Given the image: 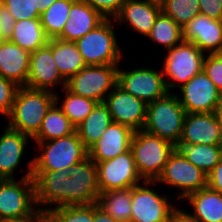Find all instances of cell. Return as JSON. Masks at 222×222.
Returning a JSON list of instances; mask_svg holds the SVG:
<instances>
[{"label":"cell","mask_w":222,"mask_h":222,"mask_svg":"<svg viewBox=\"0 0 222 222\" xmlns=\"http://www.w3.org/2000/svg\"><path fill=\"white\" fill-rule=\"evenodd\" d=\"M54 103V92L19 87L12 111L7 117V126L33 138L38 133L47 111Z\"/></svg>","instance_id":"cell-1"},{"label":"cell","mask_w":222,"mask_h":222,"mask_svg":"<svg viewBox=\"0 0 222 222\" xmlns=\"http://www.w3.org/2000/svg\"><path fill=\"white\" fill-rule=\"evenodd\" d=\"M27 163L28 169L19 181L0 179V220L29 218L38 211L32 177L33 159Z\"/></svg>","instance_id":"cell-2"},{"label":"cell","mask_w":222,"mask_h":222,"mask_svg":"<svg viewBox=\"0 0 222 222\" xmlns=\"http://www.w3.org/2000/svg\"><path fill=\"white\" fill-rule=\"evenodd\" d=\"M186 114L176 94L168 92L165 96L147 104L143 130L177 146Z\"/></svg>","instance_id":"cell-3"},{"label":"cell","mask_w":222,"mask_h":222,"mask_svg":"<svg viewBox=\"0 0 222 222\" xmlns=\"http://www.w3.org/2000/svg\"><path fill=\"white\" fill-rule=\"evenodd\" d=\"M171 142L145 130L134 131L131 150L136 169L143 181H157L168 157L175 150Z\"/></svg>","instance_id":"cell-4"},{"label":"cell","mask_w":222,"mask_h":222,"mask_svg":"<svg viewBox=\"0 0 222 222\" xmlns=\"http://www.w3.org/2000/svg\"><path fill=\"white\" fill-rule=\"evenodd\" d=\"M36 146L40 153L33 157V171L69 169L88 157V149L77 132L62 138L36 142Z\"/></svg>","instance_id":"cell-5"},{"label":"cell","mask_w":222,"mask_h":222,"mask_svg":"<svg viewBox=\"0 0 222 222\" xmlns=\"http://www.w3.org/2000/svg\"><path fill=\"white\" fill-rule=\"evenodd\" d=\"M112 20L113 18H106L75 42L87 66L120 65L124 58Z\"/></svg>","instance_id":"cell-6"},{"label":"cell","mask_w":222,"mask_h":222,"mask_svg":"<svg viewBox=\"0 0 222 222\" xmlns=\"http://www.w3.org/2000/svg\"><path fill=\"white\" fill-rule=\"evenodd\" d=\"M205 55L194 43L185 41L168 49L162 66L164 77H168L165 80L168 91L180 88L200 73Z\"/></svg>","instance_id":"cell-7"},{"label":"cell","mask_w":222,"mask_h":222,"mask_svg":"<svg viewBox=\"0 0 222 222\" xmlns=\"http://www.w3.org/2000/svg\"><path fill=\"white\" fill-rule=\"evenodd\" d=\"M119 65L86 66L66 81L65 88L73 94L101 103L117 85Z\"/></svg>","instance_id":"cell-8"},{"label":"cell","mask_w":222,"mask_h":222,"mask_svg":"<svg viewBox=\"0 0 222 222\" xmlns=\"http://www.w3.org/2000/svg\"><path fill=\"white\" fill-rule=\"evenodd\" d=\"M171 188H178L180 193L177 199L184 201V198L192 192L207 187V174L189 162L182 153L175 150L168 157L164 170L156 181Z\"/></svg>","instance_id":"cell-9"},{"label":"cell","mask_w":222,"mask_h":222,"mask_svg":"<svg viewBox=\"0 0 222 222\" xmlns=\"http://www.w3.org/2000/svg\"><path fill=\"white\" fill-rule=\"evenodd\" d=\"M154 184L157 182L143 181L131 188L130 222H167L177 208L167 194L162 196L151 188Z\"/></svg>","instance_id":"cell-10"},{"label":"cell","mask_w":222,"mask_h":222,"mask_svg":"<svg viewBox=\"0 0 222 222\" xmlns=\"http://www.w3.org/2000/svg\"><path fill=\"white\" fill-rule=\"evenodd\" d=\"M165 80L162 70H154L148 66L129 69V71L118 67L117 70V85L147 104L169 92Z\"/></svg>","instance_id":"cell-11"},{"label":"cell","mask_w":222,"mask_h":222,"mask_svg":"<svg viewBox=\"0 0 222 222\" xmlns=\"http://www.w3.org/2000/svg\"><path fill=\"white\" fill-rule=\"evenodd\" d=\"M66 178V206L92 205L97 203L98 186L96 163L88 156L69 167Z\"/></svg>","instance_id":"cell-12"},{"label":"cell","mask_w":222,"mask_h":222,"mask_svg":"<svg viewBox=\"0 0 222 222\" xmlns=\"http://www.w3.org/2000/svg\"><path fill=\"white\" fill-rule=\"evenodd\" d=\"M98 186L100 192L130 189L143 182L134 162L132 150L117 157L97 162Z\"/></svg>","instance_id":"cell-13"},{"label":"cell","mask_w":222,"mask_h":222,"mask_svg":"<svg viewBox=\"0 0 222 222\" xmlns=\"http://www.w3.org/2000/svg\"><path fill=\"white\" fill-rule=\"evenodd\" d=\"M178 89L181 95L175 94L186 113L214 112L222 95L203 70Z\"/></svg>","instance_id":"cell-14"},{"label":"cell","mask_w":222,"mask_h":222,"mask_svg":"<svg viewBox=\"0 0 222 222\" xmlns=\"http://www.w3.org/2000/svg\"><path fill=\"white\" fill-rule=\"evenodd\" d=\"M66 86V80L61 76L52 54V39L30 54L29 72L26 86L34 90L56 92L55 87Z\"/></svg>","instance_id":"cell-15"},{"label":"cell","mask_w":222,"mask_h":222,"mask_svg":"<svg viewBox=\"0 0 222 222\" xmlns=\"http://www.w3.org/2000/svg\"><path fill=\"white\" fill-rule=\"evenodd\" d=\"M113 122L133 131L142 130L146 120L147 103L116 85L104 100Z\"/></svg>","instance_id":"cell-16"},{"label":"cell","mask_w":222,"mask_h":222,"mask_svg":"<svg viewBox=\"0 0 222 222\" xmlns=\"http://www.w3.org/2000/svg\"><path fill=\"white\" fill-rule=\"evenodd\" d=\"M68 176V169L33 171L35 201L38 210L46 212L51 208L66 206V178Z\"/></svg>","instance_id":"cell-17"},{"label":"cell","mask_w":222,"mask_h":222,"mask_svg":"<svg viewBox=\"0 0 222 222\" xmlns=\"http://www.w3.org/2000/svg\"><path fill=\"white\" fill-rule=\"evenodd\" d=\"M182 30L183 41L194 43L205 54L222 53V20L199 14Z\"/></svg>","instance_id":"cell-18"},{"label":"cell","mask_w":222,"mask_h":222,"mask_svg":"<svg viewBox=\"0 0 222 222\" xmlns=\"http://www.w3.org/2000/svg\"><path fill=\"white\" fill-rule=\"evenodd\" d=\"M179 144L222 145V127L214 113H187Z\"/></svg>","instance_id":"cell-19"},{"label":"cell","mask_w":222,"mask_h":222,"mask_svg":"<svg viewBox=\"0 0 222 222\" xmlns=\"http://www.w3.org/2000/svg\"><path fill=\"white\" fill-rule=\"evenodd\" d=\"M161 12L160 3L150 0H126L113 22L127 24L129 29L147 37Z\"/></svg>","instance_id":"cell-20"},{"label":"cell","mask_w":222,"mask_h":222,"mask_svg":"<svg viewBox=\"0 0 222 222\" xmlns=\"http://www.w3.org/2000/svg\"><path fill=\"white\" fill-rule=\"evenodd\" d=\"M133 134L131 128L112 121L101 138L88 149V156L95 163L115 158L131 149Z\"/></svg>","instance_id":"cell-21"},{"label":"cell","mask_w":222,"mask_h":222,"mask_svg":"<svg viewBox=\"0 0 222 222\" xmlns=\"http://www.w3.org/2000/svg\"><path fill=\"white\" fill-rule=\"evenodd\" d=\"M106 18L89 4L76 0L70 8L68 21L57 37L63 41L76 42Z\"/></svg>","instance_id":"cell-22"},{"label":"cell","mask_w":222,"mask_h":222,"mask_svg":"<svg viewBox=\"0 0 222 222\" xmlns=\"http://www.w3.org/2000/svg\"><path fill=\"white\" fill-rule=\"evenodd\" d=\"M0 136V179H15L28 141L32 138L5 126Z\"/></svg>","instance_id":"cell-23"},{"label":"cell","mask_w":222,"mask_h":222,"mask_svg":"<svg viewBox=\"0 0 222 222\" xmlns=\"http://www.w3.org/2000/svg\"><path fill=\"white\" fill-rule=\"evenodd\" d=\"M30 54L10 40H0V75L20 87L26 86Z\"/></svg>","instance_id":"cell-24"},{"label":"cell","mask_w":222,"mask_h":222,"mask_svg":"<svg viewBox=\"0 0 222 222\" xmlns=\"http://www.w3.org/2000/svg\"><path fill=\"white\" fill-rule=\"evenodd\" d=\"M193 208L189 213L197 222H222V194L206 187L187 195Z\"/></svg>","instance_id":"cell-25"},{"label":"cell","mask_w":222,"mask_h":222,"mask_svg":"<svg viewBox=\"0 0 222 222\" xmlns=\"http://www.w3.org/2000/svg\"><path fill=\"white\" fill-rule=\"evenodd\" d=\"M112 123L111 114L104 102L97 103L91 113L76 127L84 146L89 149Z\"/></svg>","instance_id":"cell-26"},{"label":"cell","mask_w":222,"mask_h":222,"mask_svg":"<svg viewBox=\"0 0 222 222\" xmlns=\"http://www.w3.org/2000/svg\"><path fill=\"white\" fill-rule=\"evenodd\" d=\"M52 54L61 76L66 81L87 66L75 42L52 39Z\"/></svg>","instance_id":"cell-27"},{"label":"cell","mask_w":222,"mask_h":222,"mask_svg":"<svg viewBox=\"0 0 222 222\" xmlns=\"http://www.w3.org/2000/svg\"><path fill=\"white\" fill-rule=\"evenodd\" d=\"M76 132L64 112L54 103L47 111L38 133L32 138L33 142L49 141L69 136Z\"/></svg>","instance_id":"cell-28"},{"label":"cell","mask_w":222,"mask_h":222,"mask_svg":"<svg viewBox=\"0 0 222 222\" xmlns=\"http://www.w3.org/2000/svg\"><path fill=\"white\" fill-rule=\"evenodd\" d=\"M10 41L32 53L46 45L49 38L45 34L41 19L34 18L16 21Z\"/></svg>","instance_id":"cell-29"},{"label":"cell","mask_w":222,"mask_h":222,"mask_svg":"<svg viewBox=\"0 0 222 222\" xmlns=\"http://www.w3.org/2000/svg\"><path fill=\"white\" fill-rule=\"evenodd\" d=\"M176 148L206 174L214 169L222 157V145L178 144Z\"/></svg>","instance_id":"cell-30"},{"label":"cell","mask_w":222,"mask_h":222,"mask_svg":"<svg viewBox=\"0 0 222 222\" xmlns=\"http://www.w3.org/2000/svg\"><path fill=\"white\" fill-rule=\"evenodd\" d=\"M97 205L120 222L131 219V188L102 192Z\"/></svg>","instance_id":"cell-31"},{"label":"cell","mask_w":222,"mask_h":222,"mask_svg":"<svg viewBox=\"0 0 222 222\" xmlns=\"http://www.w3.org/2000/svg\"><path fill=\"white\" fill-rule=\"evenodd\" d=\"M146 38L168 50L183 41V30L171 17L161 12Z\"/></svg>","instance_id":"cell-32"},{"label":"cell","mask_w":222,"mask_h":222,"mask_svg":"<svg viewBox=\"0 0 222 222\" xmlns=\"http://www.w3.org/2000/svg\"><path fill=\"white\" fill-rule=\"evenodd\" d=\"M62 90L65 93V99L63 98L61 104H59L60 97L58 93L55 92V103L69 118L72 124L77 127L91 113L98 102L90 98L73 94L65 87Z\"/></svg>","instance_id":"cell-33"},{"label":"cell","mask_w":222,"mask_h":222,"mask_svg":"<svg viewBox=\"0 0 222 222\" xmlns=\"http://www.w3.org/2000/svg\"><path fill=\"white\" fill-rule=\"evenodd\" d=\"M76 0H56L41 14V24L49 39L57 38L68 21L71 5Z\"/></svg>","instance_id":"cell-34"},{"label":"cell","mask_w":222,"mask_h":222,"mask_svg":"<svg viewBox=\"0 0 222 222\" xmlns=\"http://www.w3.org/2000/svg\"><path fill=\"white\" fill-rule=\"evenodd\" d=\"M16 21L40 18L54 2L49 0H0Z\"/></svg>","instance_id":"cell-35"},{"label":"cell","mask_w":222,"mask_h":222,"mask_svg":"<svg viewBox=\"0 0 222 222\" xmlns=\"http://www.w3.org/2000/svg\"><path fill=\"white\" fill-rule=\"evenodd\" d=\"M162 12L171 17L181 28L200 14L198 0H164Z\"/></svg>","instance_id":"cell-36"},{"label":"cell","mask_w":222,"mask_h":222,"mask_svg":"<svg viewBox=\"0 0 222 222\" xmlns=\"http://www.w3.org/2000/svg\"><path fill=\"white\" fill-rule=\"evenodd\" d=\"M45 214L48 222H94V204L51 208Z\"/></svg>","instance_id":"cell-37"},{"label":"cell","mask_w":222,"mask_h":222,"mask_svg":"<svg viewBox=\"0 0 222 222\" xmlns=\"http://www.w3.org/2000/svg\"><path fill=\"white\" fill-rule=\"evenodd\" d=\"M19 87L14 81L0 75V115L6 118L10 115Z\"/></svg>","instance_id":"cell-38"},{"label":"cell","mask_w":222,"mask_h":222,"mask_svg":"<svg viewBox=\"0 0 222 222\" xmlns=\"http://www.w3.org/2000/svg\"><path fill=\"white\" fill-rule=\"evenodd\" d=\"M202 70L222 93V53L206 54Z\"/></svg>","instance_id":"cell-39"},{"label":"cell","mask_w":222,"mask_h":222,"mask_svg":"<svg viewBox=\"0 0 222 222\" xmlns=\"http://www.w3.org/2000/svg\"><path fill=\"white\" fill-rule=\"evenodd\" d=\"M89 4L105 18H114L121 10L126 0H81Z\"/></svg>","instance_id":"cell-40"},{"label":"cell","mask_w":222,"mask_h":222,"mask_svg":"<svg viewBox=\"0 0 222 222\" xmlns=\"http://www.w3.org/2000/svg\"><path fill=\"white\" fill-rule=\"evenodd\" d=\"M16 20L8 9L0 3V40H10Z\"/></svg>","instance_id":"cell-41"},{"label":"cell","mask_w":222,"mask_h":222,"mask_svg":"<svg viewBox=\"0 0 222 222\" xmlns=\"http://www.w3.org/2000/svg\"><path fill=\"white\" fill-rule=\"evenodd\" d=\"M200 14L215 20H222V0H198Z\"/></svg>","instance_id":"cell-42"},{"label":"cell","mask_w":222,"mask_h":222,"mask_svg":"<svg viewBox=\"0 0 222 222\" xmlns=\"http://www.w3.org/2000/svg\"><path fill=\"white\" fill-rule=\"evenodd\" d=\"M207 187L222 194V157L214 169L207 174Z\"/></svg>","instance_id":"cell-43"},{"label":"cell","mask_w":222,"mask_h":222,"mask_svg":"<svg viewBox=\"0 0 222 222\" xmlns=\"http://www.w3.org/2000/svg\"><path fill=\"white\" fill-rule=\"evenodd\" d=\"M167 222H197L190 214L178 207L171 213Z\"/></svg>","instance_id":"cell-44"},{"label":"cell","mask_w":222,"mask_h":222,"mask_svg":"<svg viewBox=\"0 0 222 222\" xmlns=\"http://www.w3.org/2000/svg\"><path fill=\"white\" fill-rule=\"evenodd\" d=\"M94 222H120L111 217L107 212L94 204Z\"/></svg>","instance_id":"cell-45"},{"label":"cell","mask_w":222,"mask_h":222,"mask_svg":"<svg viewBox=\"0 0 222 222\" xmlns=\"http://www.w3.org/2000/svg\"><path fill=\"white\" fill-rule=\"evenodd\" d=\"M0 222H48L45 212L38 210L33 216L24 219L0 220Z\"/></svg>","instance_id":"cell-46"},{"label":"cell","mask_w":222,"mask_h":222,"mask_svg":"<svg viewBox=\"0 0 222 222\" xmlns=\"http://www.w3.org/2000/svg\"><path fill=\"white\" fill-rule=\"evenodd\" d=\"M214 115L217 119V122L221 125L222 127V95L221 97L219 98V101L215 107V110H214Z\"/></svg>","instance_id":"cell-47"},{"label":"cell","mask_w":222,"mask_h":222,"mask_svg":"<svg viewBox=\"0 0 222 222\" xmlns=\"http://www.w3.org/2000/svg\"><path fill=\"white\" fill-rule=\"evenodd\" d=\"M150 1L157 2V3L162 4L164 0H150Z\"/></svg>","instance_id":"cell-48"}]
</instances>
